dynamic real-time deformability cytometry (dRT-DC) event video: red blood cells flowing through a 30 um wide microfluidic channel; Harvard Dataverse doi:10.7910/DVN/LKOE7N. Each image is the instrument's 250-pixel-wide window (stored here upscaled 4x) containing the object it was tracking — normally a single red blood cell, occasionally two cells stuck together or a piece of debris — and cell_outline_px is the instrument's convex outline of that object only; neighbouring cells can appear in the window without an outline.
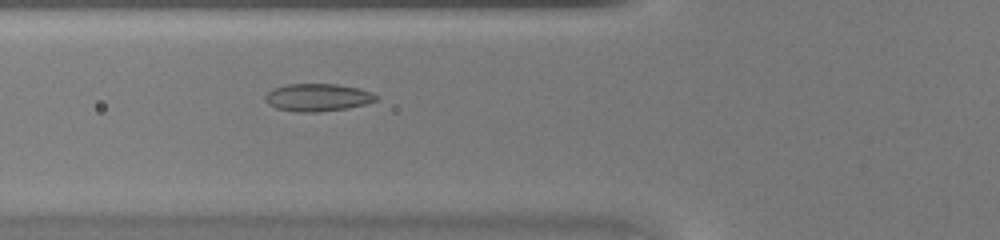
{"species": "common noctule bat (a hibernating species)", "species_latin": "Nyctalus noctula", "temperature_condition": "warm", "stored_images_in_passage": 37, "camera_frame_rate_fps": 3000, "um_per_image_px": 0.085, "animal": {"sex": "female", "body_mass_g": 20.0, "forearm_length_mm": 54.0}, "frame": {"image": 1, "passage_image": 9, "time_ms": 2.667, "image_size_px": [1000, 240], "cell_outline_px": [[376, 96], [372, 100], [360, 104], [344, 108], [280, 108], [272, 104], [268, 100], [272, 92], [280, 88], [296, 84], [328, 84], [352, 88]], "centroid_in_image_um": [27.04, 8.22], "position_along_channel_um": 98.8, "area_um2": 14.74}}
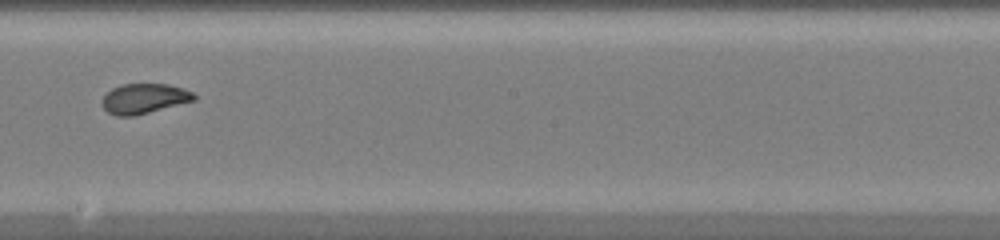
{"frame": {"image": 2, "passage_image": 18, "time_ms": 5.667, "image_size_px": [1000, 240], "cell_outline_px": [[196, 96], [192, 100], [144, 112], [108, 112], [104, 108], [104, 96], [108, 92], [116, 88], [128, 84], [164, 84], [180, 88]], "centroid_in_image_um": [12.27, 8.31], "position_along_channel_um": 235.9, "area_um2": 14.1}}
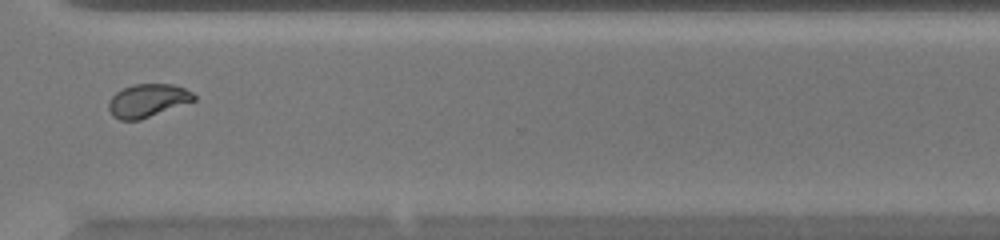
{"frame": {"image": 3, "passage_image": 26, "time_ms": 8.333, "image_size_px": [1000, 240], "cell_outline_px": [[196, 100], [136, 120], [124, 120], [116, 116], [112, 112], [112, 96], [124, 88], [140, 84], [168, 84], [184, 88], [196, 96]], "centroid_in_image_um": [12.62, 8.52], "position_along_channel_um": 358.0, "area_um2": 15.37}}